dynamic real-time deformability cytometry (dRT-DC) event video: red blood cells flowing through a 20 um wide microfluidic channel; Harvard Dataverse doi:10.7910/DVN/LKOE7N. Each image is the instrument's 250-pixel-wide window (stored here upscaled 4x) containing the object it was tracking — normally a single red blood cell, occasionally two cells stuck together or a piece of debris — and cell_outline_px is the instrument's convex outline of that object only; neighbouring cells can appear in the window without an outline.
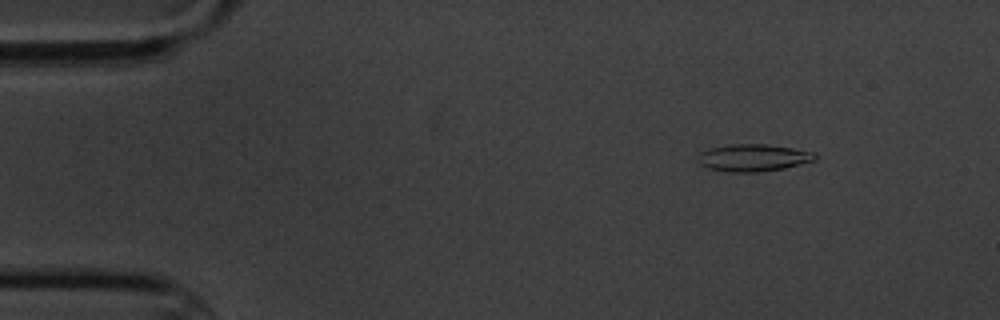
{"species": "common noctule bat (a hibernating species)", "species_latin": "Nyctalus noctula", "temperature_condition": "cold", "stored_images_in_passage": 7, "camera_frame_rate_fps": 3000, "um_per_image_px": 0.085, "animal": {"sex": "male", "body_mass_g": 20.1, "forearm_length_mm": 53.5}, "frame": {"image": 1, "passage_image": 2, "time_ms": 1.0, "image_size_px": [1000, 320], "cell_outline_px": [[816, 160], [784, 168], [760, 172], [728, 172], [708, 168], [700, 164], [696, 160], [696, 156], [700, 152], [708, 148], [732, 144], [768, 144], [816, 152]], "centroid_in_image_um": [64.0, 13.4], "position_along_channel_um": 21.0, "area_um2": 18.79}}
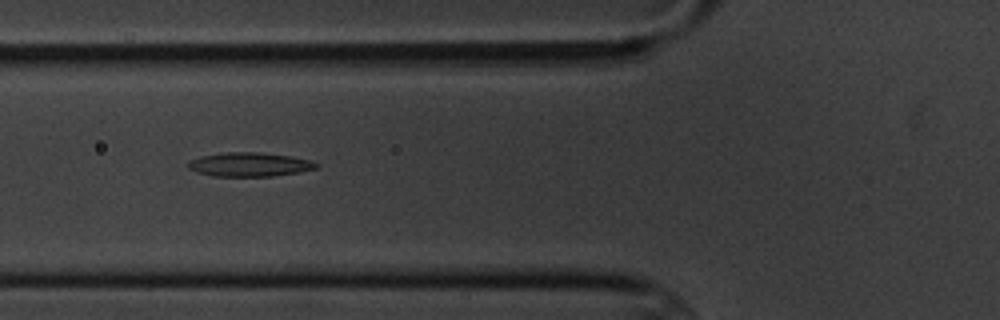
{"frame": {"image": 2, "passage_image": 6, "time_ms": 5.667, "image_size_px": [1000, 320], "cell_outline_px": [[320, 164], [316, 168], [300, 172], [272, 176], [212, 176], [196, 172], [188, 168], [188, 160], [200, 156], [224, 152], [260, 152], [288, 156], [312, 160]], "centroid_in_image_um": [21.19, 13.98], "position_along_channel_um": 104.6, "area_um2": 18.03}}
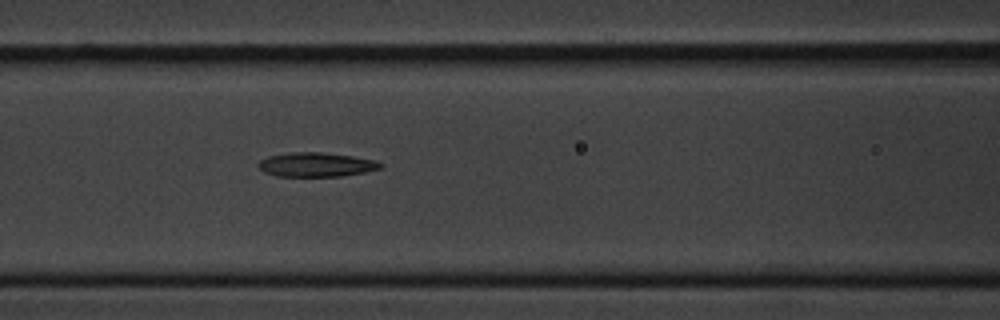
{"frame": {"image": 3, "passage_image": 7, "time_ms": 6.667, "image_size_px": [1000, 320], "cell_outline_px": [[384, 164], [380, 168], [364, 172], [340, 176], [276, 176], [264, 172], [256, 164], [260, 160], [268, 156], [292, 152], [320, 152], [352, 156], [376, 160]], "centroid_in_image_um": [26.86, 13.99], "position_along_channel_um": 139.7, "area_um2": 17.17}}